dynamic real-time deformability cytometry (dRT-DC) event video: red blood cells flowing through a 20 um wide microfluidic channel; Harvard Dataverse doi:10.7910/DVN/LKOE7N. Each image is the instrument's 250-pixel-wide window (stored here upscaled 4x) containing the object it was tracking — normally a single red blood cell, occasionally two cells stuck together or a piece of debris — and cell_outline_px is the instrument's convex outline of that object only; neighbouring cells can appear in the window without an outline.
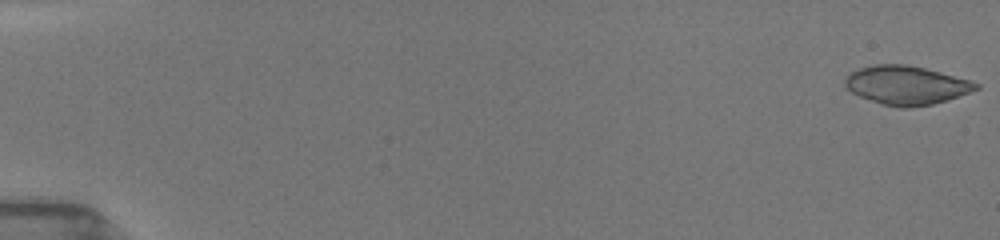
{"species": "common noctule bat (a hibernating species)", "species_latin": "Nyctalus noctula", "temperature_condition": "room temperature", "stored_images_in_passage": 34, "camera_frame_rate_fps": 3000, "um_per_image_px": 0.085, "animal": {"sex": "female", "body_mass_g": 19.5, "forearm_length_mm": 54.1}, "frame": {"image": 1, "passage_image": 1, "time_ms": 0.0, "image_size_px": [1000, 240], "cell_outline_px": [[980, 88], [932, 104], [908, 108], [900, 108], [884, 104], [860, 96], [852, 92], [844, 84], [844, 80], [852, 72], [860, 68], [872, 64], [904, 64], [924, 68], [972, 80], [980, 84]], "centroid_in_image_um": [77.04, 7.23], "position_along_channel_um": 8.0, "area_um2": 29.13}}
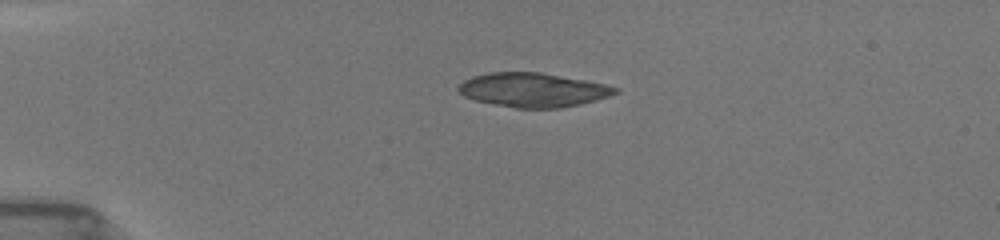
{"frame": {"image": 2, "passage_image": 10, "time_ms": 4.0, "image_size_px": [1000, 240], "cell_outline_px": [[620, 92], [596, 100], [580, 104], [560, 108], [516, 108], [476, 100], [464, 96], [456, 88], [464, 80], [472, 76], [488, 72], [540, 72], [584, 80], [604, 84], [620, 88]], "centroid_in_image_um": [45.31, 7.64], "position_along_channel_um": 39.7, "area_um2": 31.04}}